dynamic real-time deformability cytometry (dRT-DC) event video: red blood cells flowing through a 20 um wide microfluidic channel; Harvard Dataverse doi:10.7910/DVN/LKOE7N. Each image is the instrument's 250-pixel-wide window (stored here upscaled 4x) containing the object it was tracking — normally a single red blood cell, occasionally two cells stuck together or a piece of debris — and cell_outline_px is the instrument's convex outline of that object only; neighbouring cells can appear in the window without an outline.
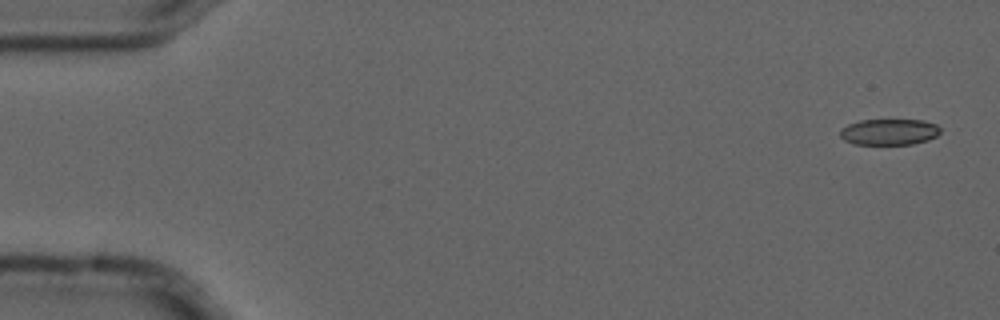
{"species": "common noctule bat (a hibernating species)", "species_latin": "Nyctalus noctula", "temperature_condition": "cold", "stored_images_in_passage": 5, "camera_frame_rate_fps": 3000, "um_per_image_px": 0.085, "animal": {"sex": "male", "forearm_length_mm": 52.5}, "frame": {"image": 1, "passage_image": 1, "time_ms": 0.0, "image_size_px": [1000, 320], "cell_outline_px": [[940, 132], [936, 136], [928, 140], [912, 144], [852, 144], [844, 140], [840, 136], [840, 128], [848, 124], [860, 120], [924, 120], [936, 124], [940, 128]], "centroid_in_image_um": [75.56, 11.21], "position_along_channel_um": 9.4, "area_um2": 15.32}}
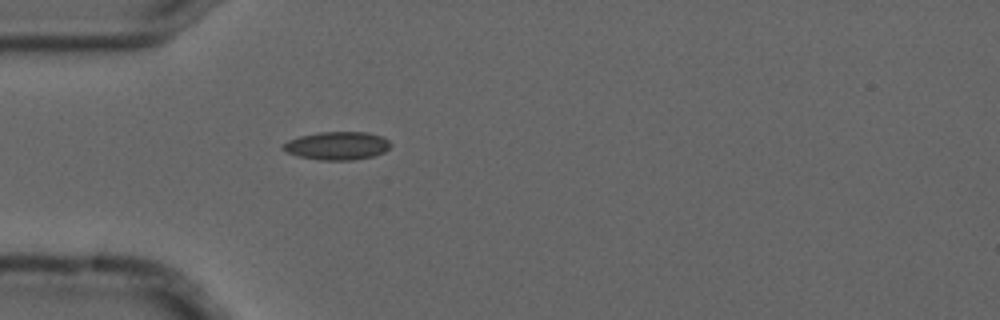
{"frame": {"image": 2, "passage_image": 5, "time_ms": 1.333, "image_size_px": [1000, 320], "cell_outline_px": [[392, 144], [384, 152], [372, 156], [352, 160], [320, 160], [300, 156], [288, 152], [280, 148], [288, 140], [300, 136], [320, 132], [368, 132], [380, 136], [388, 140]], "centroid_in_image_um": [28.66, 12.38], "position_along_channel_um": 56.3, "area_um2": 17.46}}